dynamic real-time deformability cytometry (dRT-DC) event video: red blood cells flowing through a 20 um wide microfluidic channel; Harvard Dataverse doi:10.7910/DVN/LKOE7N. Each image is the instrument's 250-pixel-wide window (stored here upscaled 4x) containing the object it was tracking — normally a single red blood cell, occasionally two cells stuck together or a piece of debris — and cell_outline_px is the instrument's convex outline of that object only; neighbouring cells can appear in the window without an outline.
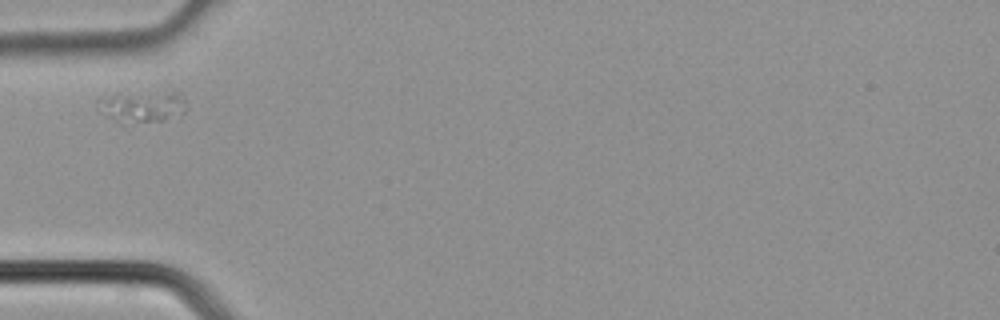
{"species": "common noctule bat (a hibernating species)", "species_latin": "Nyctalus noctula", "temperature_condition": "cold", "stored_images_in_passage": 1, "camera_frame_rate_fps": 3000, "um_per_image_px": 0.085, "animal": {"sex": "male", "body_mass_g": 21.5, "forearm_length_mm": 52.0}, "frame": {"image": 1, "passage_image": 1, "time_ms": 0.0, "image_size_px": [1000, 320], "cell_outline_px": [[188, 108], [184, 112], [164, 120], [120, 124], [100, 112], [96, 108], [96, 100], [120, 92], [180, 92], [184, 96]], "centroid_in_image_um": [12.06, 9.04], "position_along_channel_um": 72.9, "area_um2": 16.76}}